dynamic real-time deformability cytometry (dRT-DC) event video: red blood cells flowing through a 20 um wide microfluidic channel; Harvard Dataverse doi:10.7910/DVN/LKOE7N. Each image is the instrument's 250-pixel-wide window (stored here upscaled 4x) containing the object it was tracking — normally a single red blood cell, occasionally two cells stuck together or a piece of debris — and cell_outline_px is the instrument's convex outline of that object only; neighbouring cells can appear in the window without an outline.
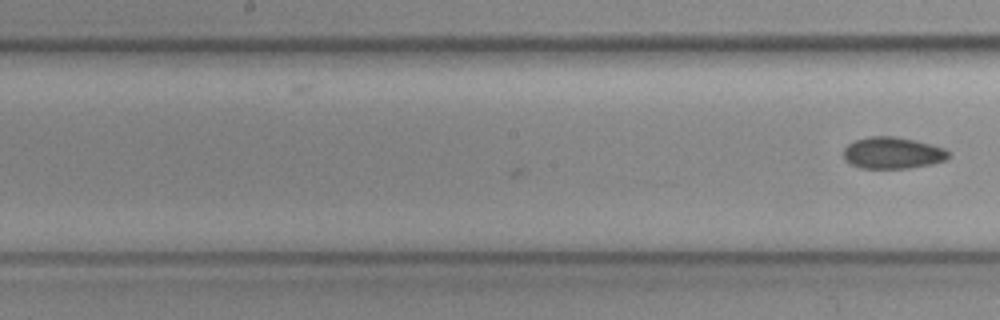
{"species": "common noctule bat (a hibernating species)", "species_latin": "Nyctalus noctula", "temperature_condition": "cold", "stored_images_in_passage": 11, "camera_frame_rate_fps": 3000, "um_per_image_px": 0.085, "animal": {"sex": "female", "body_mass_g": 19.3, "forearm_length_mm": 54.1}, "frame": {"image": 1, "passage_image": 11, "time_ms": 3.333, "image_size_px": [1000, 320], "cell_outline_px": [[948, 156], [944, 160], [932, 164], [908, 168], [860, 168], [844, 160], [844, 148], [848, 144], [856, 140], [872, 136], [892, 136], [912, 140], [944, 148], [948, 152]], "centroid_in_image_um": [75.83, 13.01], "position_along_channel_um": 172.4, "area_um2": 19.02}}